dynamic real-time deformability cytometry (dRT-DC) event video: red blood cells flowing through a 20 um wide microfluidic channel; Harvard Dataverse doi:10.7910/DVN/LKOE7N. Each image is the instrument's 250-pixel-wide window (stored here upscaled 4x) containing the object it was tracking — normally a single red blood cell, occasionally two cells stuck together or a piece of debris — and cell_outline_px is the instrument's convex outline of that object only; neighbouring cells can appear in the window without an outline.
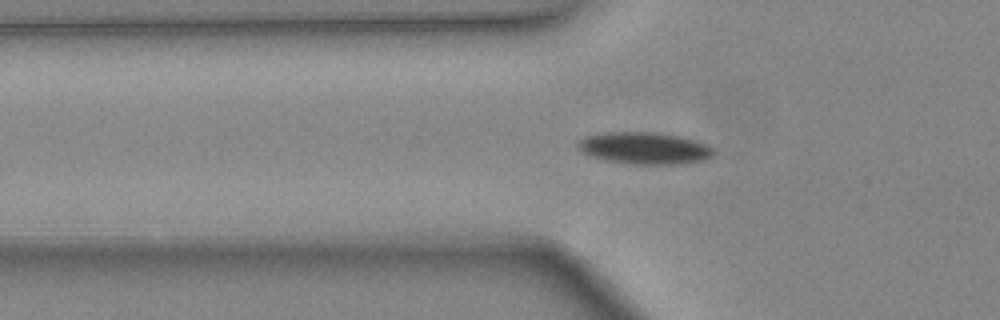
{"species": "common noctule bat (a hibernating species)", "species_latin": "Nyctalus noctula", "temperature_condition": "warm", "stored_images_in_passage": 36, "camera_frame_rate_fps": 3000, "um_per_image_px": 0.085, "animal": {"sex": "female", "body_mass_g": 24.6, "forearm_length_mm": 56.2}, "frame": {"image": 1, "passage_image": 7, "time_ms": 2.0, "image_size_px": [1000, 320], "cell_outline_px": [[716, 152], [712, 156], [704, 160], [684, 164], [632, 164], [608, 160], [588, 156], [580, 152], [576, 144], [580, 140], [588, 136], [604, 132], [656, 132], [680, 136], [696, 140], [712, 148]], "centroid_in_image_um": [54.78, 12.59], "position_along_channel_um": 71.0, "area_um2": 25.37}}
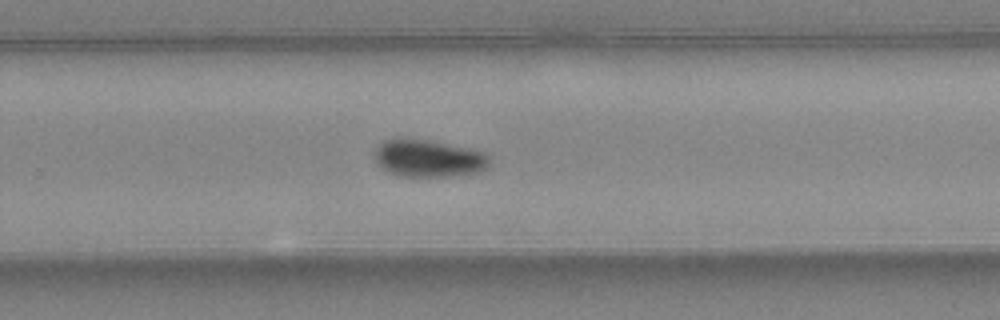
{"frame": {"image": 2, "passage_image": 22, "time_ms": 7.0, "image_size_px": [1000, 320], "cell_outline_px": [[488, 168], [480, 172], [452, 176], [396, 176], [388, 172], [376, 164], [376, 148], [384, 140], [428, 140], [468, 148], [480, 152], [488, 156]], "centroid_in_image_um": [36.42, 13.49], "position_along_channel_um": 293.4, "area_um2": 24.51}}
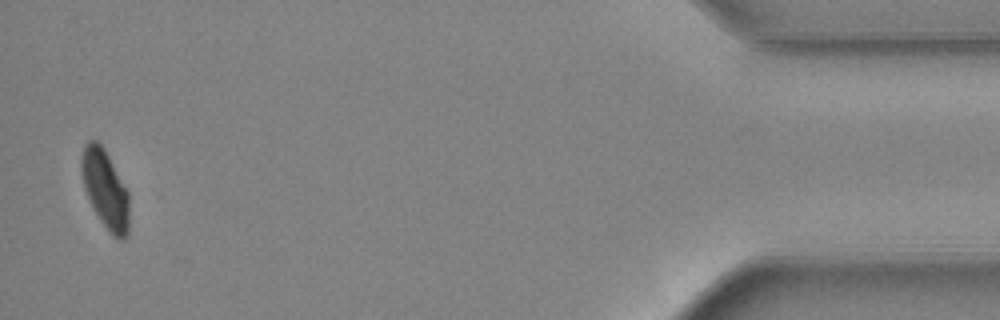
{"frame": {"image": 3, "passage_image": 36, "time_ms": 11.667, "image_size_px": [1000, 320], "cell_outline_px": [[128, 236], [124, 240], [120, 240], [112, 236], [108, 232], [100, 220], [84, 188], [80, 168], [80, 156], [84, 144], [88, 140], [96, 140], [104, 148], [128, 192]], "centroid_in_image_um": [8.93, 16.08], "position_along_channel_um": 426.3, "area_um2": 21.79}, "authors_computed_cell_mechanics": {"area_um2": 24.9696, "velocity_mm_per_s": 4.4795, "shape_relaxation_time_tau1_ms": 2.7879, "shape_relaxation_time_tau2_ms": null, "deformation_change_tau1": 0.1295, "deformation_change_tau2": null}}